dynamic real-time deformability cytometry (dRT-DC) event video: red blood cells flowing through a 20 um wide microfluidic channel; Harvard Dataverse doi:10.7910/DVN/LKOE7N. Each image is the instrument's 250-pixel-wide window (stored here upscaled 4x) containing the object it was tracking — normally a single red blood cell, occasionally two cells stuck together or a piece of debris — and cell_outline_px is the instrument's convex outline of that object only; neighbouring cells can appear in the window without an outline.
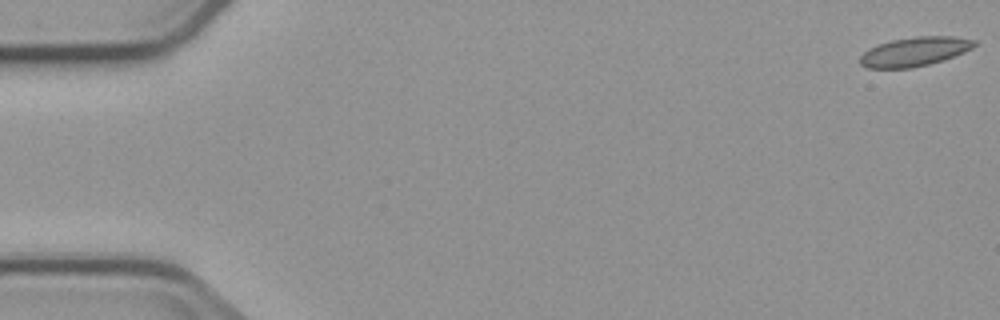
{"species": "common noctule bat (a hibernating species)", "species_latin": "Nyctalus noctula", "temperature_condition": "cold", "stored_images_in_passage": 6, "camera_frame_rate_fps": 3000, "um_per_image_px": 0.085, "animal": {"sex": "male", "body_mass_g": 23.1, "forearm_length_mm": 52.7}, "frame": {"image": 1, "passage_image": 1, "time_ms": 0.0, "image_size_px": [1000, 320], "cell_outline_px": [[976, 44], [972, 48], [964, 52], [944, 60], [912, 68], [868, 68], [860, 64], [860, 56], [868, 48], [892, 40], [916, 36], [956, 36], [976, 40]], "centroid_in_image_um": [77.76, 4.38], "position_along_channel_um": 7.2, "area_um2": 19.42}}